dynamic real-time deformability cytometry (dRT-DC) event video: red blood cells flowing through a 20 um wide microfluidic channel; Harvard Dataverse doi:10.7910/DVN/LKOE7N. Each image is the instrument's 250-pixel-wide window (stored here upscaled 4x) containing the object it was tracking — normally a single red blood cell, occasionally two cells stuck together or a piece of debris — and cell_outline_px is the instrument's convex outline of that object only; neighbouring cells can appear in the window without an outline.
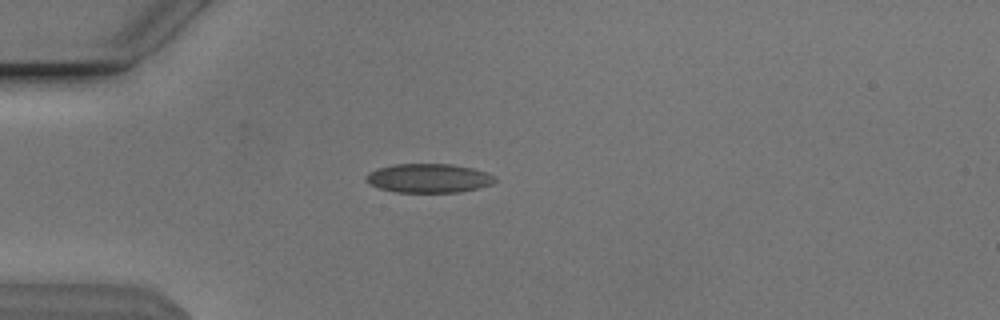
{"species": "Egyptian fruit bat (a non-hibernating species)", "species_latin": "Rousettus aegyptiacus", "temperature_condition": "cold", "stored_images_in_passage": 40, "camera_frame_rate_fps": 3000, "um_per_image_px": 0.085, "animal": {"sex": "male"}, "frame": {"image": 1, "passage_image": 1, "time_ms": 0.0, "image_size_px": [1000, 320], "cell_outline_px": [[496, 180], [492, 184], [460, 192], [396, 192], [380, 188], [364, 180], [364, 176], [368, 172], [376, 168], [392, 164], [452, 164], [472, 168], [496, 176]], "centroid_in_image_um": [36.4, 15.14], "position_along_channel_um": 48.6, "area_um2": 21.79}}
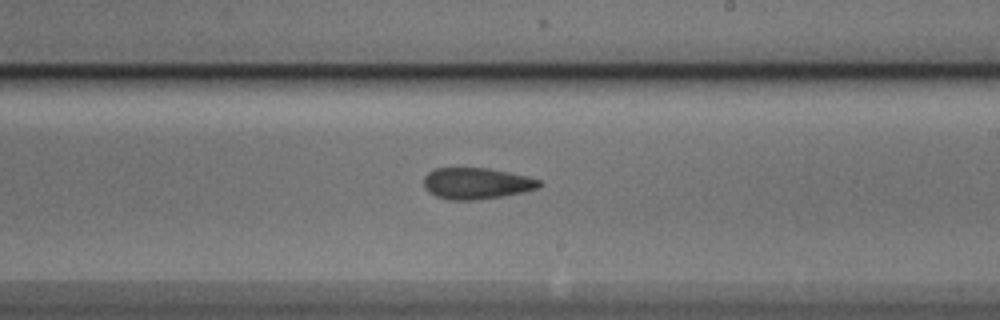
{"frame": {"image": 2, "passage_image": 18, "time_ms": 5.667, "image_size_px": [1000, 320], "cell_outline_px": [[540, 184], [536, 188], [520, 192], [500, 196], [476, 200], [448, 200], [436, 196], [428, 192], [424, 188], [424, 176], [428, 172], [436, 168], [488, 168], [508, 172], [540, 180]], "centroid_in_image_um": [40.41, 15.59], "position_along_channel_um": 248.6, "area_um2": 20.81}}
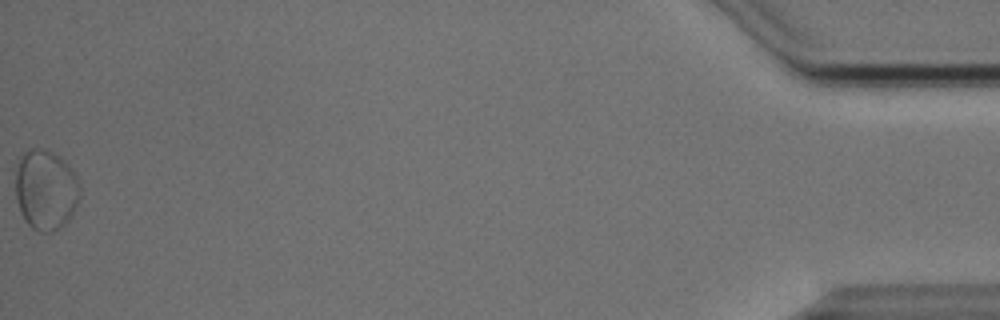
{"frame": {"image": 3, "passage_image": 40, "time_ms": 13.0, "image_size_px": [1000, 320], "cell_outline_px": [[80, 196], [72, 216], [64, 224], [48, 232], [40, 232], [32, 228], [24, 220], [20, 212], [16, 200], [16, 168], [20, 156], [24, 152], [32, 148], [44, 148], [60, 156], [68, 164], [76, 176], [80, 184]], "centroid_in_image_um": [3.88, 16.11], "position_along_channel_um": 431.3, "area_um2": 30.35}, "authors_computed_cell_mechanics": {"area_um2": 21.0103, "velocity_mm_per_s": 3.823, "shape_relaxation_time_tau1_ms": null, "shape_relaxation_time_tau2_ms": 4.6083, "deformation_change_tau1": null, "deformation_change_tau2": 0.1032}}